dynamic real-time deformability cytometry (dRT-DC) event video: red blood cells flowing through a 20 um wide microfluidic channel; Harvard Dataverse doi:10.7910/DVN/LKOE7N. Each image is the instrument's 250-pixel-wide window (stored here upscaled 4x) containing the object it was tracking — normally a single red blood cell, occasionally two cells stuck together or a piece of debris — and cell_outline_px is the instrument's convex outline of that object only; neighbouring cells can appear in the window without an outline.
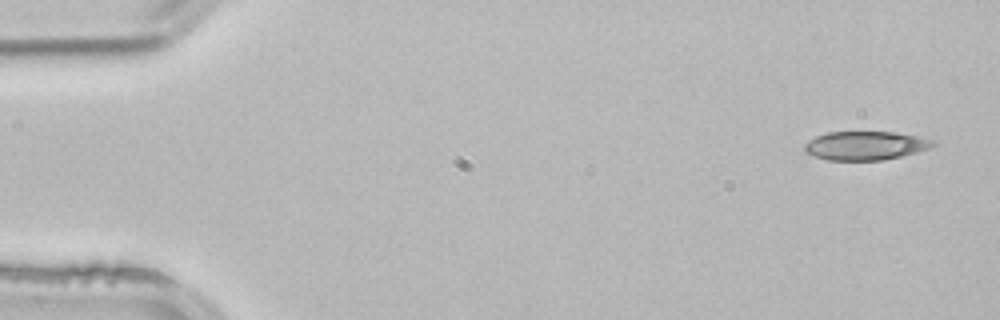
{"species": "common noctule bat (a hibernating species)", "species_latin": "Nyctalus noctula", "temperature_condition": "room temperature", "stored_images_in_passage": 4, "segment_of_instrument_passage": [2, 2], "camera_frame_rate_fps": 3000, "um_per_image_px": 0.085, "animal": {"sex": "male", "body_mass_g": 21.5, "forearm_length_mm": 52.0}, "frame": {"image": 1, "passage_image": 4, "time_ms": 1.0, "image_size_px": [1000, 320], "cell_outline_px": [[936, 144], [928, 148], [916, 152], [884, 160], [828, 160], [812, 156], [804, 152], [804, 144], [808, 140], [816, 136], [828, 132], [892, 132], [916, 136], [932, 140]], "centroid_in_image_um": [73.49, 12.38], "position_along_channel_um": 11.5, "area_um2": 21.39}}